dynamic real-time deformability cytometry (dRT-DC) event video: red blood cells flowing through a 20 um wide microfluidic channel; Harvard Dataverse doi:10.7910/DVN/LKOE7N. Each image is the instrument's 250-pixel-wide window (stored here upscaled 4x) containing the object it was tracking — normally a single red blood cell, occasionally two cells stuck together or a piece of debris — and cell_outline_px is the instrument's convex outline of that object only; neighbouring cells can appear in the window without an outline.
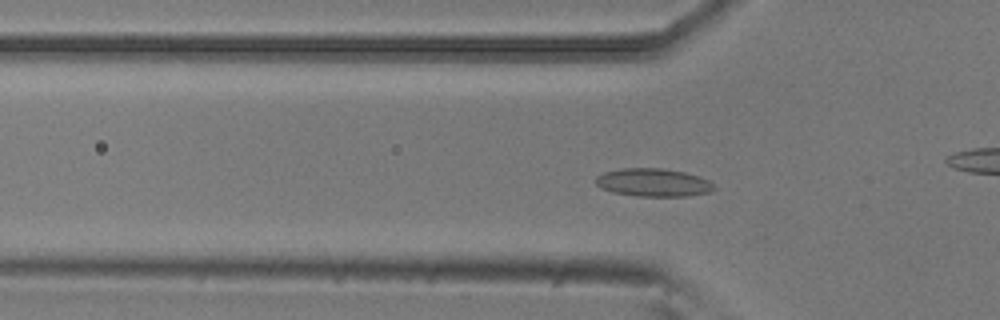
{"species": "common noctule bat (a hibernating species)", "species_latin": "Nyctalus noctula", "temperature_condition": "room temperature", "stored_images_in_passage": 39, "camera_frame_rate_fps": 3000, "um_per_image_px": 0.085, "animal": {"sex": "male", "body_mass_g": 20.5, "forearm_length_mm": 52.5}, "frame": {"image": 1, "passage_image": 2, "time_ms": 0.333, "image_size_px": [1000, 320], "cell_outline_px": [[716, 188], [712, 192], [688, 196], [636, 196], [612, 192], [600, 188], [596, 184], [596, 176], [604, 172], [620, 168], [660, 168], [684, 172], [700, 176], [708, 180]], "centroid_in_image_um": [55.53, 15.51], "position_along_channel_um": 70.3, "area_um2": 19.48}}
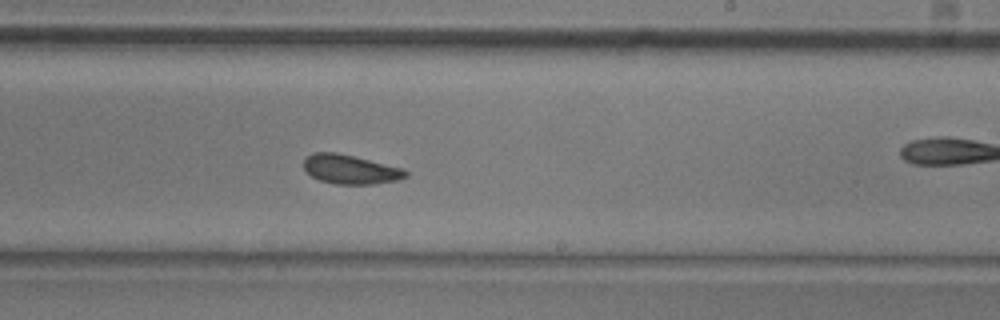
{"frame": {"image": 2, "passage_image": 17, "time_ms": 5.333, "image_size_px": [1000, 320], "cell_outline_px": [[408, 176], [396, 180], [372, 184], [336, 184], [320, 180], [312, 176], [304, 168], [304, 160], [312, 152], [336, 152], [404, 168], [408, 172]], "centroid_in_image_um": [29.79, 14.39], "position_along_channel_um": 259.2, "area_um2": 17.22}}
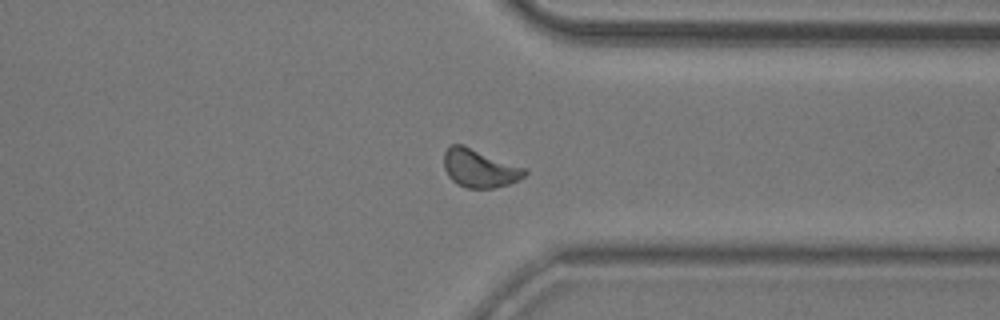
{"frame": {"image": 3, "passage_image": 26, "time_ms": 8.333, "image_size_px": [1000, 320], "cell_outline_px": [[528, 172], [520, 180], [508, 184], [492, 188], [468, 188], [456, 184], [448, 176], [444, 168], [444, 152], [452, 144], [464, 144], [524, 168]], "centroid_in_image_um": [40.74, 14.3], "position_along_channel_um": 370.7, "area_um2": 17.98}, "authors_computed_cell_mechanics": {"area_um2": 17.2822, "velocity_mm_per_s": 3.7658, "shape_relaxation_time_tau1_ms": 3.264, "shape_relaxation_time_tau2_ms": 1.5312, "deformation_change_tau1": 0.0858, "deformation_change_tau2": 0.0673}}